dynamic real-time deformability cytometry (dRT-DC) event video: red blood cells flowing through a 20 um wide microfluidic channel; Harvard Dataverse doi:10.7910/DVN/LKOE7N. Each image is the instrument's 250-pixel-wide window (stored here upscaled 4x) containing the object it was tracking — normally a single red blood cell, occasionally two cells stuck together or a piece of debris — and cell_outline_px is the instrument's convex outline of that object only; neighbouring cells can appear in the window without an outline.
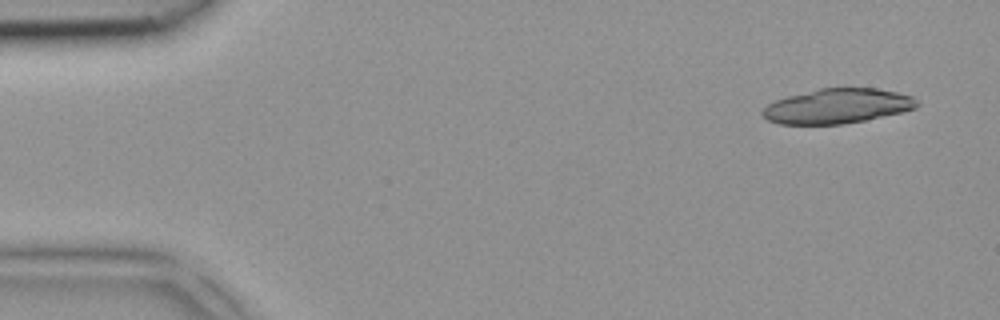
{"species": "common noctule bat (a hibernating species)", "species_latin": "Nyctalus noctula", "temperature_condition": "room temperature", "stored_images_in_passage": 4, "camera_frame_rate_fps": 3000, "um_per_image_px": 0.085, "animal": {"sex": "female", "body_mass_g": 18.4}, "frame": {"image": 1, "passage_image": 1, "time_ms": 0.0, "image_size_px": [1000, 320], "cell_outline_px": [[920, 104], [916, 108], [900, 112], [864, 120], [844, 124], [780, 124], [768, 120], [760, 112], [768, 104], [776, 100], [788, 96], [820, 88], [876, 88], [896, 92], [912, 96]], "centroid_in_image_um": [71.17, 9.01], "position_along_channel_um": 13.8, "area_um2": 31.04}}